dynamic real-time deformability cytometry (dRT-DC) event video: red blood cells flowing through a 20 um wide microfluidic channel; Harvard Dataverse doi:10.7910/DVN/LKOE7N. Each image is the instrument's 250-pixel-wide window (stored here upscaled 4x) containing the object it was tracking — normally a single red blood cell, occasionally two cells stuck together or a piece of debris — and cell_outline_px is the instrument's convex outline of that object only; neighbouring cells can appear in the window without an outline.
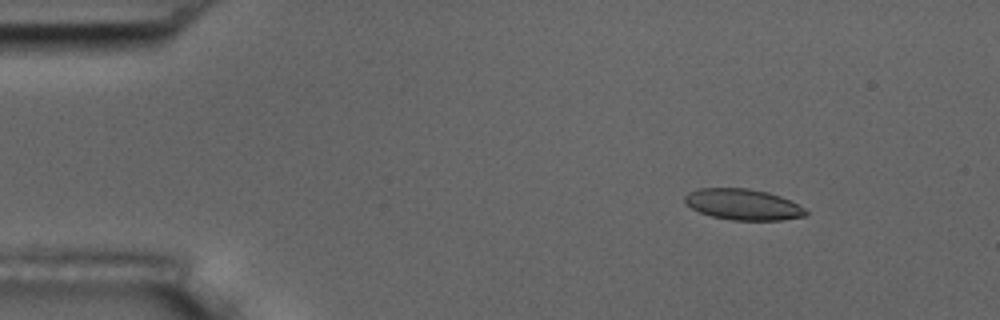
{"species": "common noctule bat (a hibernating species)", "species_latin": "Nyctalus noctula", "temperature_condition": "room temperature", "stored_images_in_passage": 7, "camera_frame_rate_fps": 3000, "um_per_image_px": 0.085, "animal": {"sex": "male", "body_mass_g": 17.5, "forearm_length_mm": 52.3}, "frame": {"image": 1, "passage_image": 3, "time_ms": 2.333, "image_size_px": [1000, 320], "cell_outline_px": [[808, 212], [804, 216], [780, 220], [732, 220], [712, 216], [700, 212], [692, 208], [684, 200], [684, 196], [688, 192], [700, 188], [748, 188], [768, 192], [780, 196], [804, 208]], "centroid_in_image_um": [63.14, 17.37], "position_along_channel_um": 21.9, "area_um2": 21.62}}
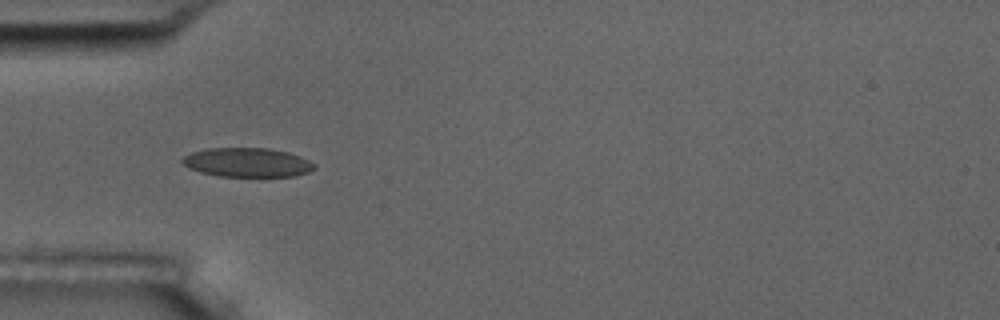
{"frame": {"image": 2, "passage_image": 6, "time_ms": 5.667, "image_size_px": [1000, 320], "cell_outline_px": [[316, 168], [308, 172], [292, 176], [216, 176], [200, 172], [188, 168], [180, 164], [180, 160], [184, 156], [192, 152], [208, 148], [268, 148], [288, 152], [300, 156], [308, 160]], "centroid_in_image_um": [20.95, 13.8], "position_along_channel_um": 64.0, "area_um2": 22.43}}